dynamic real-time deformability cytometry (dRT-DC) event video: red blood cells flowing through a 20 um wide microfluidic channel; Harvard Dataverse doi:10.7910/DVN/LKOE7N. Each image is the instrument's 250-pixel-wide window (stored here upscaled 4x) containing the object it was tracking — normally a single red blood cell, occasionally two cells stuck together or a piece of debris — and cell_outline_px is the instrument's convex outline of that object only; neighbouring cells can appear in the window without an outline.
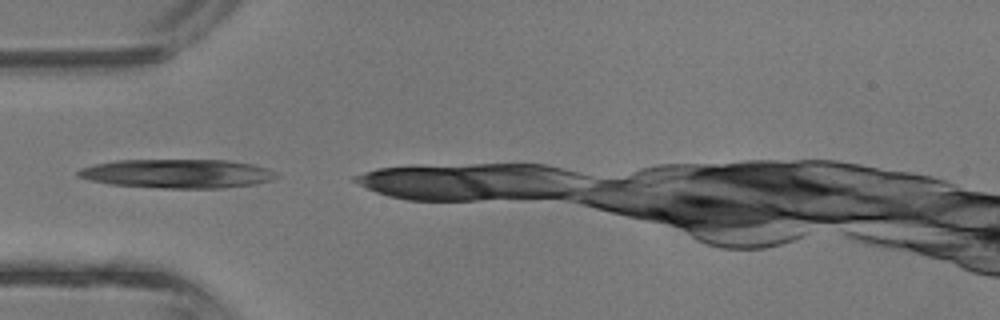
{"species": "common noctule bat (a hibernating species)", "species_latin": "Nyctalus noctula", "temperature_condition": "room temperature", "stored_images_in_passage": 6, "camera_frame_rate_fps": 3000, "um_per_image_px": 0.085, "animal": {"sex": "male", "body_mass_g": 13.3}, "frame": {"image": 1, "passage_image": 2, "time_ms": 0.333, "image_size_px": [1000, 320], "cell_outline_px": [[276, 176], [268, 180], [252, 184], [220, 188], [164, 188], [112, 184], [92, 180], [76, 176], [76, 172], [80, 168], [92, 164], [116, 160], [228, 160], [252, 164], [268, 168], [276, 172]], "centroid_in_image_um": [15.03, 14.74], "position_along_channel_um": 70.0, "area_um2": 33.18}}